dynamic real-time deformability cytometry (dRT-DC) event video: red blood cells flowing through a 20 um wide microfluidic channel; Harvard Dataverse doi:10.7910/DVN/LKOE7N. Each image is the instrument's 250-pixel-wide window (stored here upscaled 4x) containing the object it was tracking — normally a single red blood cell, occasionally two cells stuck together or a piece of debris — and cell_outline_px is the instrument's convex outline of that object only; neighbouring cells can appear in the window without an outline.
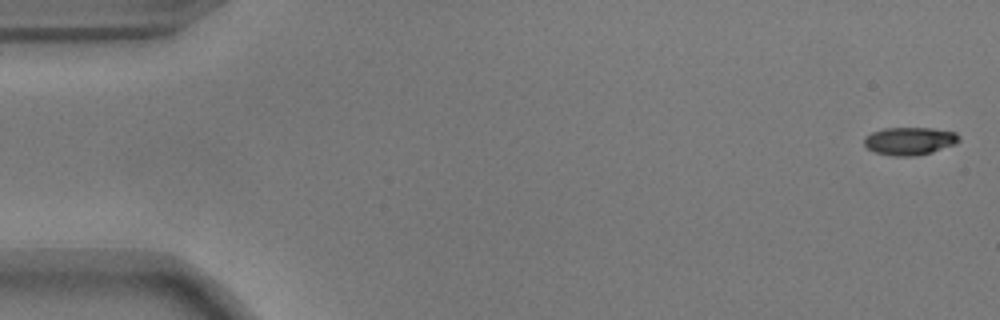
{"species": "common noctule bat (a hibernating species)", "species_latin": "Nyctalus noctula", "temperature_condition": "warm", "stored_images_in_passage": 54, "camera_frame_rate_fps": 3000, "um_per_image_px": 0.085, "animal": {"sex": "male", "body_mass_g": 17.9}, "frame": {"image": 1, "passage_image": 1, "time_ms": 0.0, "image_size_px": [1000, 320], "cell_outline_px": [[960, 140], [956, 144], [932, 152], [916, 156], [892, 156], [876, 152], [868, 148], [864, 144], [864, 136], [872, 132], [884, 128], [932, 128], [956, 132], [960, 136]], "centroid_in_image_um": [77.34, 11.98], "position_along_channel_um": 7.7, "area_um2": 15.49}}
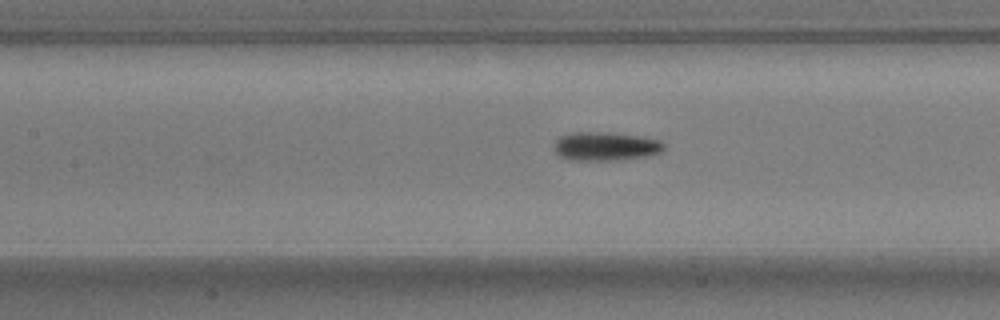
{"frame": {"image": 2, "passage_image": 24, "time_ms": 7.667, "image_size_px": [1000, 320], "cell_outline_px": [[664, 148], [660, 152], [644, 156], [616, 160], [568, 160], [560, 156], [556, 152], [556, 140], [560, 136], [572, 132], [608, 132], [640, 136], [660, 140], [664, 144]], "centroid_in_image_um": [51.46, 12.43], "position_along_channel_um": 155.9, "area_um2": 18.21}}
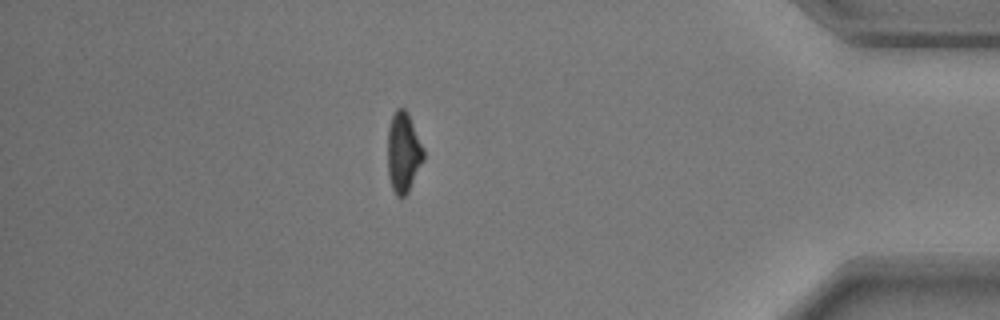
{"frame": {"image": 3, "passage_image": 47, "time_ms": 15.333, "image_size_px": [1000, 320], "cell_outline_px": [[424, 160], [408, 192], [404, 196], [396, 196], [392, 188], [388, 176], [388, 128], [392, 116], [396, 108], [404, 108], [408, 112], [424, 148]], "centroid_in_image_um": [34.29, 12.94], "position_along_channel_um": 400.9, "area_um2": 16.88}, "authors_computed_cell_mechanics": {"area_um2": 16.8487, "velocity_mm_per_s": 3.7274, "shape_relaxation_time_tau1_ms": 2.8689, "shape_relaxation_time_tau2_ms": 2.6466, "deformation_change_tau1": 0.148, "deformation_change_tau2": 0.0995}}